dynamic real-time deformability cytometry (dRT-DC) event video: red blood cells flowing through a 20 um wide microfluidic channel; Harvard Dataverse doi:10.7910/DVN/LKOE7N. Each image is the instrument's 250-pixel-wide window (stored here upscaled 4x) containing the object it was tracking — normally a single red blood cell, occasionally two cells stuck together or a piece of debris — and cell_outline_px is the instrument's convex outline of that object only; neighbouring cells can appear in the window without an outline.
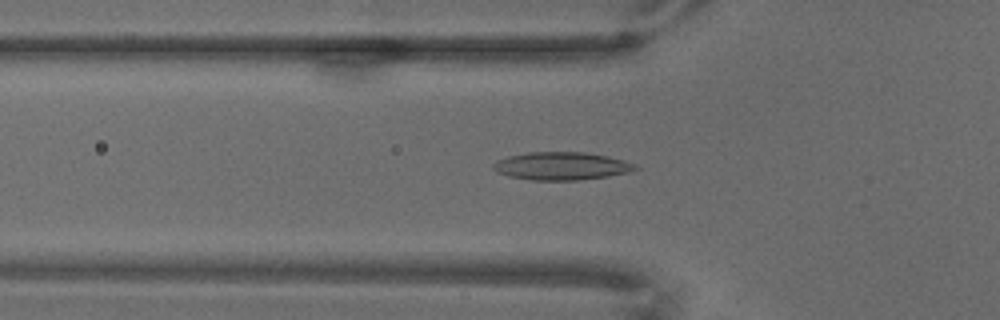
{"species": "common noctule bat (a hibernating species)", "species_latin": "Nyctalus noctula", "temperature_condition": "warm", "stored_images_in_passage": 70, "camera_frame_rate_fps": 3000, "um_per_image_px": 0.085, "animal": {"sex": "male", "body_mass_g": 18.8}, "frame": {"image": 1, "passage_image": 24, "time_ms": 7.667, "image_size_px": [1000, 320], "cell_outline_px": [[640, 168], [628, 172], [608, 176], [580, 180], [532, 180], [508, 176], [496, 172], [492, 168], [492, 164], [496, 160], [508, 156], [528, 152], [584, 152], [608, 156], [624, 160]], "centroid_in_image_um": [47.68, 14.11], "position_along_channel_um": 78.1, "area_um2": 23.12}}
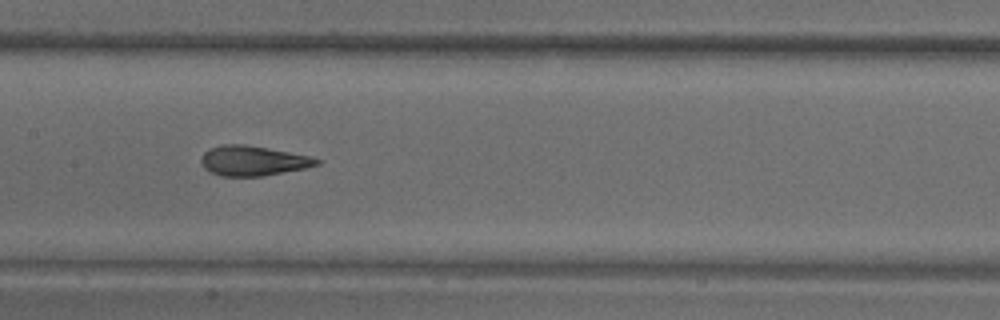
{"frame": {"image": 2, "passage_image": 35, "time_ms": 11.333, "image_size_px": [1000, 320], "cell_outline_px": [[320, 164], [304, 168], [260, 176], [220, 176], [204, 168], [200, 164], [200, 156], [204, 152], [212, 148], [224, 144], [244, 144], [268, 148], [308, 156], [320, 160]], "centroid_in_image_um": [21.44, 13.66], "position_along_channel_um": 186.0, "area_um2": 19.88}}
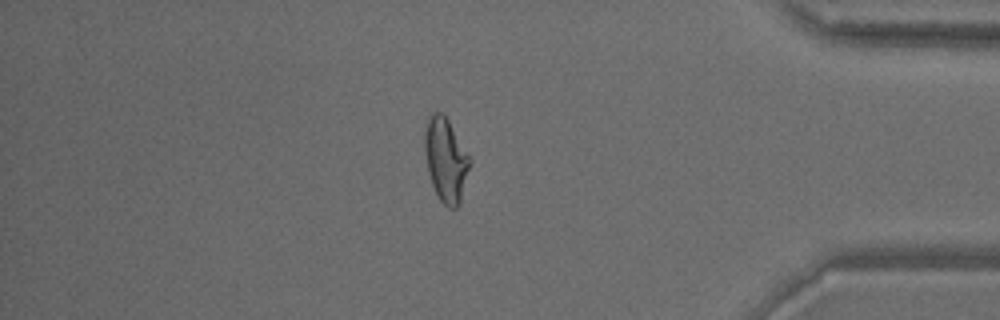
{"frame": {"image": 3, "passage_image": 60, "time_ms": 19.667, "image_size_px": [1000, 320], "cell_outline_px": [[472, 160], [460, 204], [456, 208], [448, 208], [440, 200], [432, 184], [428, 172], [424, 148], [424, 132], [428, 116], [432, 112], [440, 112], [448, 120]], "centroid_in_image_um": [37.89, 13.59], "position_along_channel_um": 397.3, "area_um2": 22.08}}